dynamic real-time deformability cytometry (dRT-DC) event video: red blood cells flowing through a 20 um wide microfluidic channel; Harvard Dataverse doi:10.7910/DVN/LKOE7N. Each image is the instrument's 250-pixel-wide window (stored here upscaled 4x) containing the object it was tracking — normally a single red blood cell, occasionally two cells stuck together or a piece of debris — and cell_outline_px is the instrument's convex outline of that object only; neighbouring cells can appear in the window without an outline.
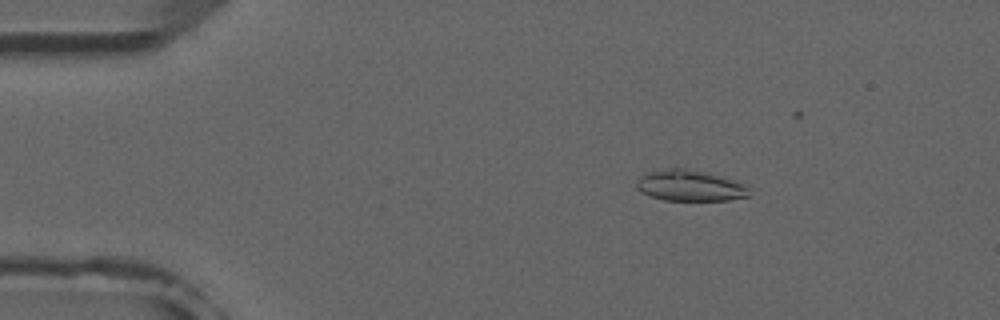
{"species": "common noctule bat (a hibernating species)", "species_latin": "Nyctalus noctula", "temperature_condition": "room temperature", "stored_images_in_passage": 5, "camera_frame_rate_fps": 3000, "um_per_image_px": 0.085, "animal": {"sex": "male", "forearm_length_mm": 52.5}, "frame": {"image": 1, "passage_image": 3, "time_ms": 2.333, "image_size_px": [1000, 320], "cell_outline_px": [[752, 196], [728, 200], [664, 200], [652, 196], [636, 188], [636, 184], [640, 176], [648, 172], [672, 168], [684, 168], [704, 172], [744, 184], [748, 188]], "centroid_in_image_um": [58.66, 15.79], "position_along_channel_um": 26.3, "area_um2": 19.94}}
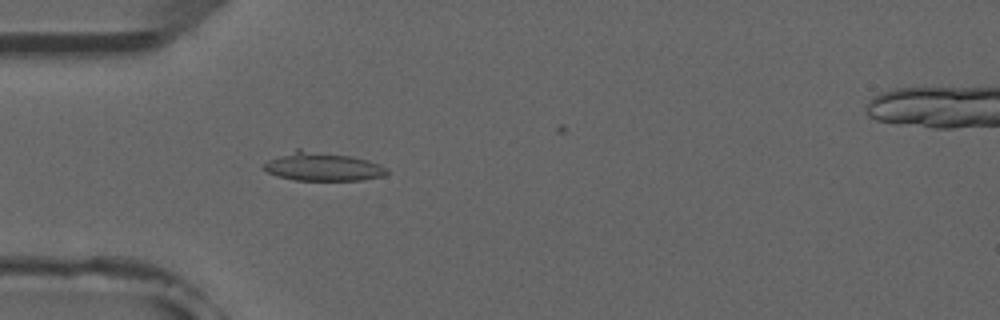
{"frame": {"image": 2, "passage_image": 5, "time_ms": 4.667, "image_size_px": [1000, 320], "cell_outline_px": [[388, 172], [384, 176], [364, 180], [296, 180], [276, 176], [260, 168], [268, 160], [296, 148], [300, 148], [352, 156], [368, 160], [380, 164], [388, 168]], "centroid_in_image_um": [27.42, 14.15], "position_along_channel_um": 57.6, "area_um2": 20.87}}